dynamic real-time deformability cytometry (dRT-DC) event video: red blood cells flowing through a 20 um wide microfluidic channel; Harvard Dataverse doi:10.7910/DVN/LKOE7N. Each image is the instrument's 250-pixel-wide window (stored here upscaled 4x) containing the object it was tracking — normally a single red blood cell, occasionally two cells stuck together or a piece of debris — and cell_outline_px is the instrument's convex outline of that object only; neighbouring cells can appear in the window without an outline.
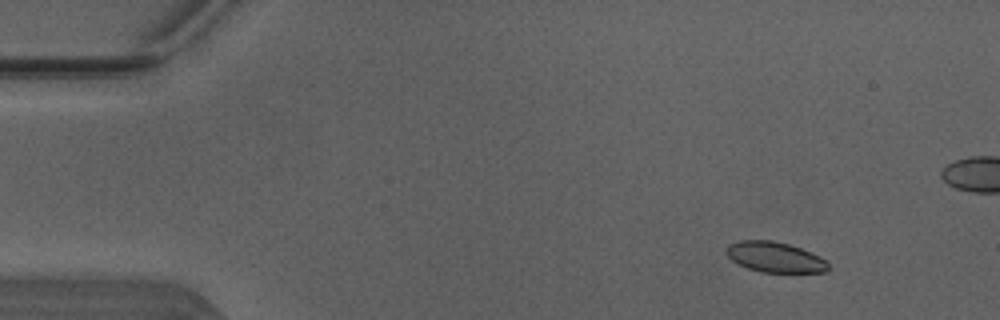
{"species": "Egyptian fruit bat (a non-hibernating species)", "species_latin": "Rousettus aegyptiacus", "temperature_condition": "warm", "stored_images_in_passage": 44, "camera_frame_rate_fps": 3000, "um_per_image_px": 0.085, "animal": {"sex": "male"}, "frame": {"image": 1, "passage_image": 1, "time_ms": 0.0, "image_size_px": [1000, 320], "cell_outline_px": [[828, 268], [824, 272], [760, 272], [748, 268], [732, 260], [728, 256], [728, 244], [740, 240], [772, 240], [788, 244], [800, 248], [820, 256], [828, 260]], "centroid_in_image_um": [65.89, 21.85], "position_along_channel_um": 19.1, "area_um2": 17.86}}
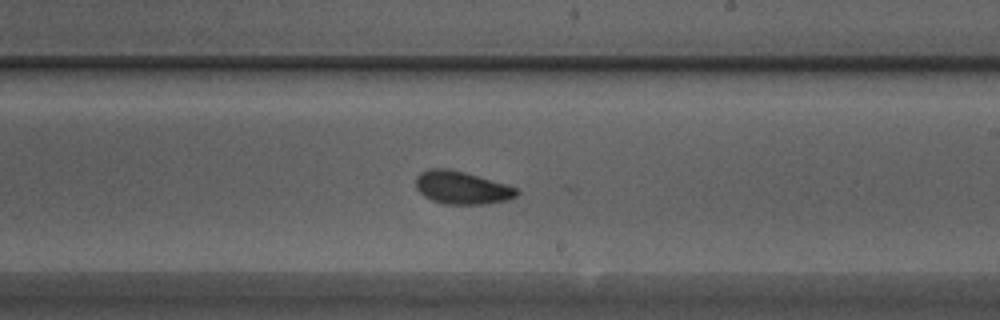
{"frame": {"image": 2, "passage_image": 25, "time_ms": 8.0, "image_size_px": [1000, 320], "cell_outline_px": [[520, 192], [516, 196], [508, 200], [488, 204], [444, 204], [432, 200], [424, 196], [416, 188], [416, 176], [420, 172], [428, 168], [448, 168], [464, 172], [508, 184], [516, 188]], "centroid_in_image_um": [39.26, 15.95], "position_along_channel_um": 249.7, "area_um2": 19.54}}
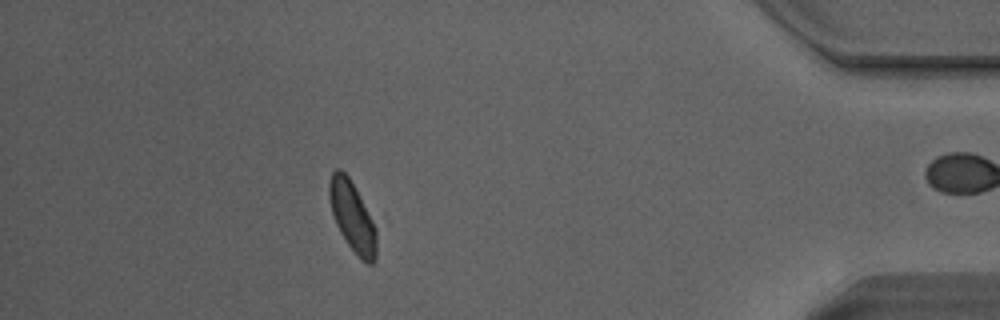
{"frame": {"image": 3, "passage_image": 40, "time_ms": 13.0, "image_size_px": [1000, 320], "cell_outline_px": [[380, 224], [376, 260], [372, 264], [368, 264], [360, 260], [348, 244], [340, 232], [336, 224], [332, 212], [328, 196], [328, 184], [332, 172], [336, 168], [340, 168], [348, 176]], "centroid_in_image_um": [30.05, 18.44], "position_along_channel_um": 405.1, "area_um2": 20.63}, "authors_computed_cell_mechanics": {"area_um2": 19.1896, "velocity_mm_per_s": 4.0999, "shape_relaxation_time_tau1_ms": 5.0208, "shape_relaxation_time_tau2_ms": 3.1787, "deformation_change_tau1": 0.1147, "deformation_change_tau2": 0.0627}}